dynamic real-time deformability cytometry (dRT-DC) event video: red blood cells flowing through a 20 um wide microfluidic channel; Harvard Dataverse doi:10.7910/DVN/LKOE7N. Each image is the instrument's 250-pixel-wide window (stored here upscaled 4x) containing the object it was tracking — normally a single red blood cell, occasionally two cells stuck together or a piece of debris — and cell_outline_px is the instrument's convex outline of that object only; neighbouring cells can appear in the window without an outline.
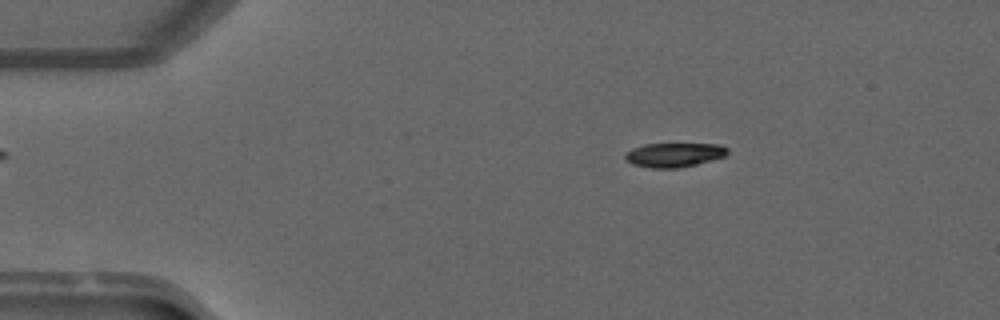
{"species": "common noctule bat (a hibernating species)", "species_latin": "Nyctalus noctula", "temperature_condition": "warm", "stored_images_in_passage": 48, "camera_frame_rate_fps": 3000, "um_per_image_px": 0.085, "animal": {"sex": "male", "forearm_length_mm": 52.5}, "frame": {"image": 1, "passage_image": 7, "time_ms": 2.0, "image_size_px": [1000, 320], "cell_outline_px": [[728, 152], [724, 156], [712, 160], [696, 164], [676, 168], [652, 168], [632, 164], [624, 156], [632, 148], [644, 144], [720, 144], [728, 148]], "centroid_in_image_um": [57.32, 13.16], "position_along_channel_um": 27.7, "area_um2": 14.28}}
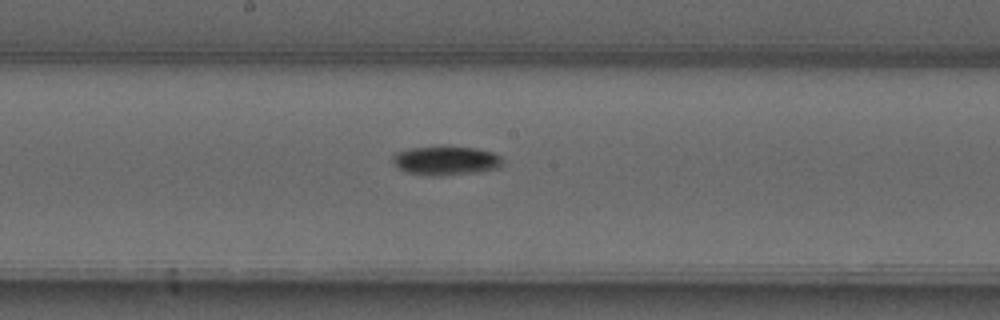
{"frame": {"image": 2, "passage_image": 25, "time_ms": 8.0, "image_size_px": [1000, 320], "cell_outline_px": [[504, 160], [496, 168], [480, 172], [440, 176], [432, 176], [408, 172], [400, 168], [392, 160], [392, 156], [396, 152], [408, 148], [444, 144], [476, 148], [492, 152], [500, 156]], "centroid_in_image_um": [37.89, 13.61], "position_along_channel_um": 210.3, "area_um2": 19.07}}
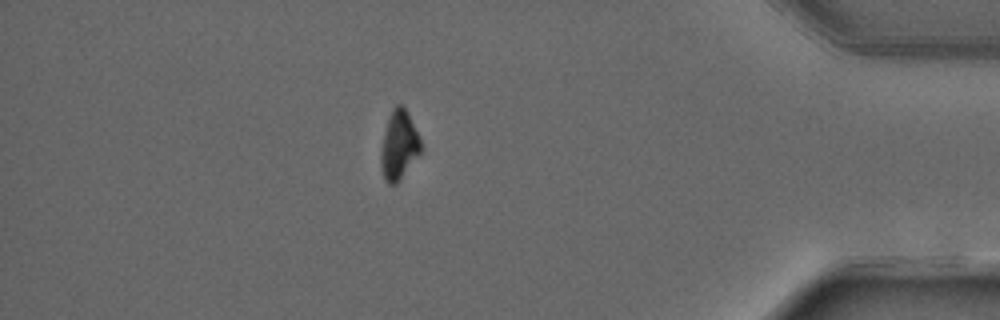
{"frame": {"image": 3, "passage_image": 42, "time_ms": 13.667, "image_size_px": [1000, 320], "cell_outline_px": [[420, 152], [396, 184], [388, 184], [384, 180], [380, 164], [380, 152], [388, 120], [392, 108], [396, 104], [400, 104], [408, 112], [420, 140]], "centroid_in_image_um": [33.88, 12.35], "position_along_channel_um": 401.3, "area_um2": 15.61}, "authors_computed_cell_mechanics": {"area_um2": 16.2996, "velocity_mm_per_s": 4.0885, "shape_relaxation_time_tau1_ms": 1.969, "shape_relaxation_time_tau2_ms": null, "deformation_change_tau1": 0.158, "deformation_change_tau2": null}}